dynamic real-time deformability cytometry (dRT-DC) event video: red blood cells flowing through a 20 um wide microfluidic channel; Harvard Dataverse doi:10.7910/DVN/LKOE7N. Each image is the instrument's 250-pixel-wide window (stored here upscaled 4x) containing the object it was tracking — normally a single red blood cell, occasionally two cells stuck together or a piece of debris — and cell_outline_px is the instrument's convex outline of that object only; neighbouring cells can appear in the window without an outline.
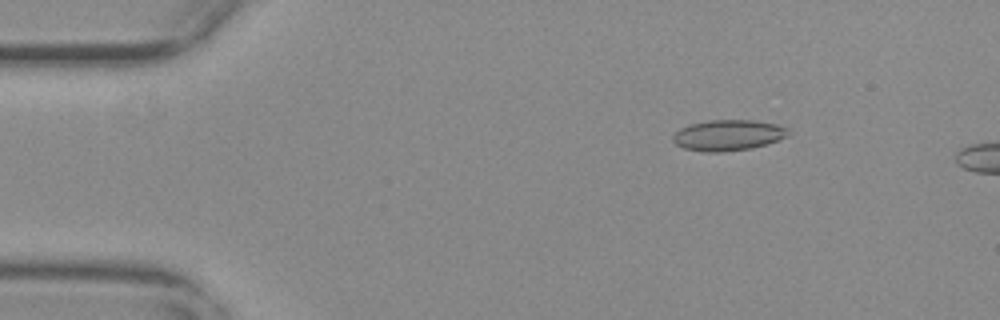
{"species": "common noctule bat (a hibernating species)", "species_latin": "Nyctalus noctula", "temperature_condition": "warm", "stored_images_in_passage": 6, "camera_frame_rate_fps": 3000, "um_per_image_px": 0.085, "animal": {"sex": "female", "body_mass_g": 29.2, "forearm_length_mm": 56.3}, "frame": {"image": 1, "passage_image": 2, "time_ms": 0.333, "image_size_px": [1000, 320], "cell_outline_px": [[792, 132], [788, 136], [768, 144], [752, 148], [724, 152], [704, 152], [684, 148], [676, 144], [672, 140], [672, 136], [680, 128], [688, 124], [708, 120], [752, 120], [776, 124], [788, 128]], "centroid_in_image_um": [61.9, 11.49], "position_along_channel_um": 23.1, "area_um2": 20.98}}